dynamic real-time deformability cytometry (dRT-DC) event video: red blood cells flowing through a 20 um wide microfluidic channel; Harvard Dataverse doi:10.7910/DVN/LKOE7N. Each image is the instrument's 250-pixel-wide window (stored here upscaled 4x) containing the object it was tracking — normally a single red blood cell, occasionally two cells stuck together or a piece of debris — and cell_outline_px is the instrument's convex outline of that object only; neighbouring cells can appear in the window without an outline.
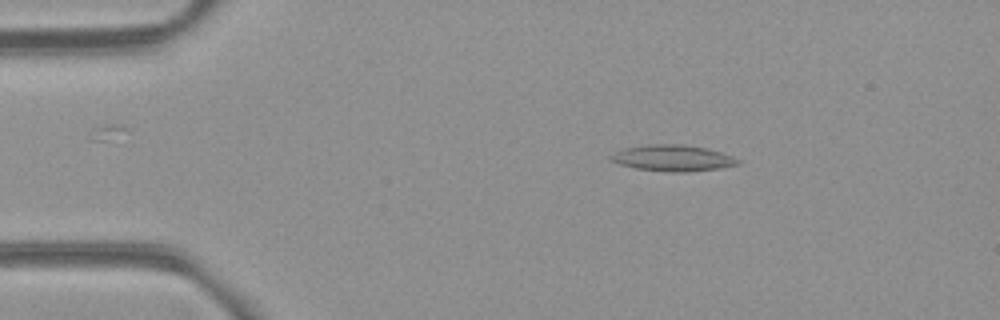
{"species": "common noctule bat (a hibernating species)", "species_latin": "Nyctalus noctula", "temperature_condition": "room temperature", "stored_images_in_passage": 3, "camera_frame_rate_fps": 3000, "um_per_image_px": 0.085, "animal": {"sex": "female", "body_mass_g": 21.9}, "frame": {"image": 1, "passage_image": 2, "time_ms": 1.333, "image_size_px": [1000, 320], "cell_outline_px": [[740, 164], [720, 168], [684, 172], [672, 172], [636, 168], [620, 164], [612, 160], [608, 156], [624, 148], [648, 144], [684, 144], [704, 148], [720, 152], [732, 156], [740, 160]], "centroid_in_image_um": [57.19, 13.43], "position_along_channel_um": 27.8, "area_um2": 19.19}}